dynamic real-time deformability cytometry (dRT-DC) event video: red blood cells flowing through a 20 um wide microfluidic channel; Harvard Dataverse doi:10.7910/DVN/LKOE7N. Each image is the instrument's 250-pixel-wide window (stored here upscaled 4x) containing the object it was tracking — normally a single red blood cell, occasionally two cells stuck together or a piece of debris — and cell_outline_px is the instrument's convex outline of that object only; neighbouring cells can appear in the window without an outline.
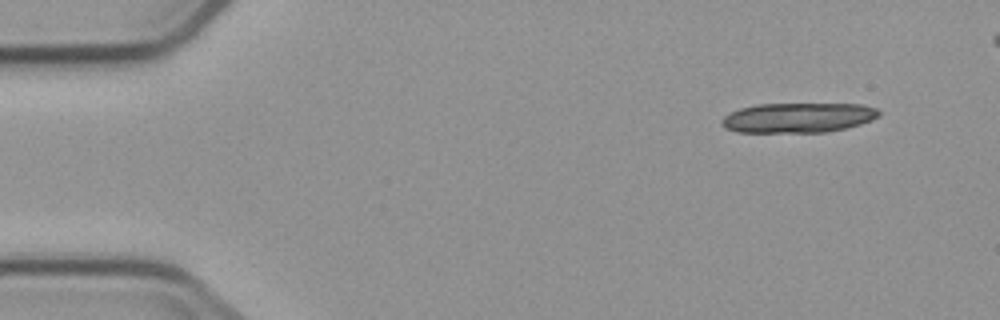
{"species": "common noctule bat (a hibernating species)", "species_latin": "Nyctalus noctula", "temperature_condition": "cold", "stored_images_in_passage": 5, "camera_frame_rate_fps": 3000, "um_per_image_px": 0.085, "animal": {"sex": "male", "body_mass_g": 23.1, "forearm_length_mm": 52.7}, "frame": {"image": 1, "passage_image": 1, "time_ms": 0.0, "image_size_px": [1000, 320], "cell_outline_px": [[880, 116], [872, 120], [860, 124], [844, 128], [824, 132], [736, 132], [724, 128], [720, 124], [720, 120], [724, 116], [740, 108], [756, 104], [864, 104], [876, 108], [880, 112]], "centroid_in_image_um": [67.82, 10.0], "position_along_channel_um": 17.2, "area_um2": 27.46}}